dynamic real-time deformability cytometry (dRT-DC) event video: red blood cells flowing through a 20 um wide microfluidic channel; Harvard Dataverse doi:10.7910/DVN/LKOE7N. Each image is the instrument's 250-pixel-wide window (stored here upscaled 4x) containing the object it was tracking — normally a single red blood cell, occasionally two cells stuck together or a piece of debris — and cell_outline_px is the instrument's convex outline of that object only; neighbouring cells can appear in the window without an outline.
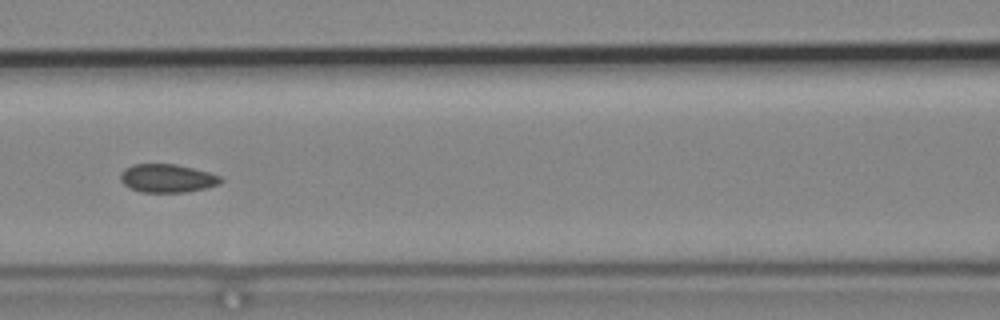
{"species": "common noctule bat (a hibernating species)", "species_latin": "Nyctalus noctula", "temperature_condition": "cold", "stored_images_in_passage": 9, "camera_frame_rate_fps": 3000, "um_per_image_px": 0.085, "animal": {"sex": "male", "body_mass_g": 19.2, "forearm_length_mm": 51.8}, "frame": {"image": 1, "passage_image": 6, "time_ms": 1.667, "image_size_px": [1000, 320], "cell_outline_px": [[224, 180], [220, 184], [204, 188], [184, 192], [140, 192], [124, 184], [120, 180], [120, 172], [124, 168], [132, 164], [176, 164], [208, 172], [220, 176]], "centroid_in_image_um": [14.2, 15.14], "position_along_channel_um": 152.4, "area_um2": 16.53}}
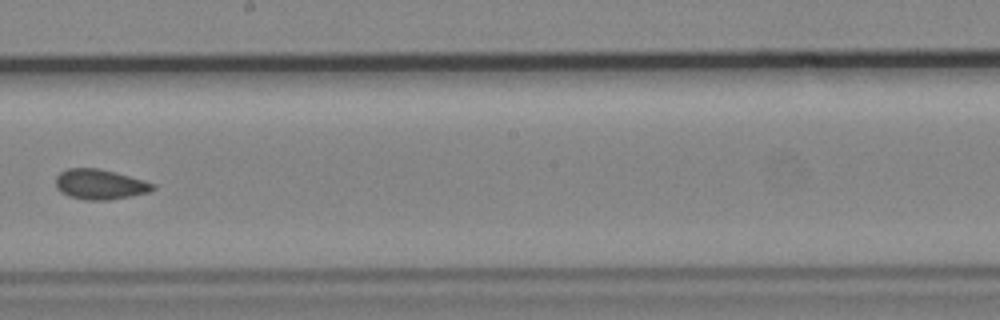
{"frame": {"image": 2, "passage_image": 8, "time_ms": 2.333, "image_size_px": [1000, 320], "cell_outline_px": [[156, 188], [152, 192], [108, 200], [84, 200], [68, 196], [60, 192], [56, 188], [56, 176], [60, 172], [68, 168], [96, 168], [144, 180], [156, 184]], "centroid_in_image_um": [8.49, 15.68], "position_along_channel_um": 239.7, "area_um2": 17.11}}
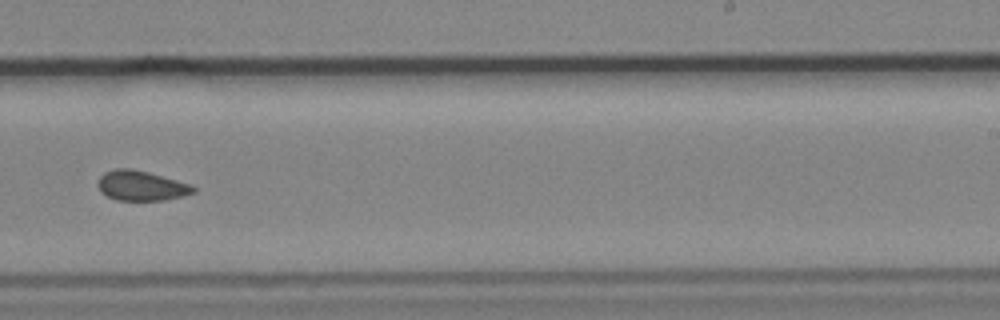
{"frame": {"image": 3, "passage_image": 9, "time_ms": 2.667, "image_size_px": [1000, 320], "cell_outline_px": [[196, 192], [164, 200], [116, 200], [100, 192], [96, 184], [100, 176], [104, 172], [116, 168], [132, 168], [148, 172], [192, 184], [196, 188]], "centroid_in_image_um": [11.98, 15.77], "position_along_channel_um": 277.0, "area_um2": 16.76}}